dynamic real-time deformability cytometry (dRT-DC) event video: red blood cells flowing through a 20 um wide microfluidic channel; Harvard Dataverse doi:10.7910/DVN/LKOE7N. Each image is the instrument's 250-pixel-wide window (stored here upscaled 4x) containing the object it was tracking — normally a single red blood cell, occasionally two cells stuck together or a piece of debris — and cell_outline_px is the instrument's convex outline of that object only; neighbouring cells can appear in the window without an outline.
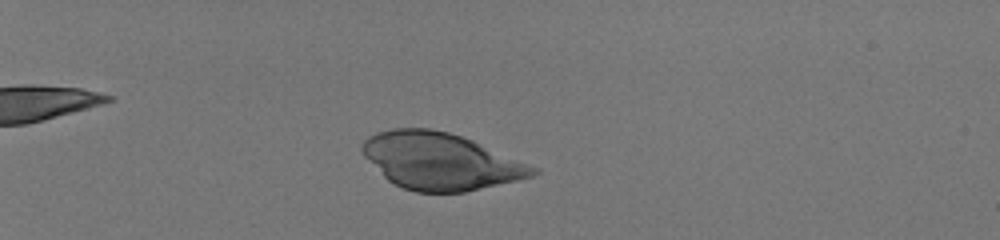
{"species": "human", "species_latin": "Homo sapiens", "temperature_condition": "room temperature", "stored_images_in_passage": 51, "camera_frame_rate_fps": 3000, "um_per_image_px": 0.085, "donor": {"sex": "male"}, "frame": {"image": 1, "passage_image": 17, "time_ms": 5.333, "image_size_px": [1000, 240], "cell_outline_px": [[540, 172], [532, 176], [516, 180], [464, 192], [416, 192], [404, 188], [388, 180], [364, 156], [360, 148], [360, 144], [368, 136], [376, 132], [392, 128], [432, 128], [448, 132], [472, 140], [540, 168]], "centroid_in_image_um": [37.42, 13.68], "position_along_channel_um": 47.6, "area_um2": 56.24}}